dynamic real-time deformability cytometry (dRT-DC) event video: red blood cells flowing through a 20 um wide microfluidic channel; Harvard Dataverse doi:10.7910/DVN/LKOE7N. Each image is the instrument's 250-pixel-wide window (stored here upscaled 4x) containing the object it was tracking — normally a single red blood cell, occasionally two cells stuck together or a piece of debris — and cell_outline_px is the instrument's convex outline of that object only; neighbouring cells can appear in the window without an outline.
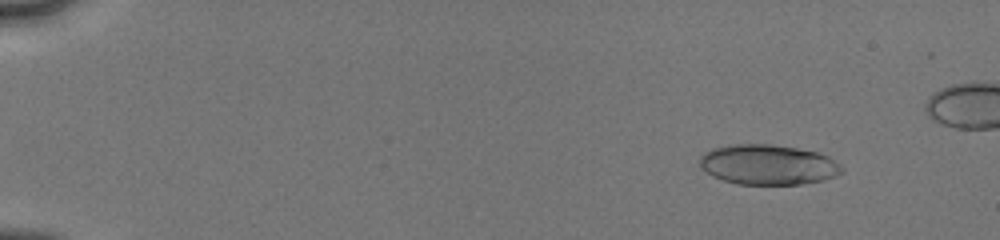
{"species": "human", "species_latin": "Homo sapiens", "temperature_condition": "cold", "stored_images_in_passage": 37, "camera_frame_rate_fps": 3000, "um_per_image_px": 0.085, "donor": {"sex": "male"}, "frame": {"image": 1, "passage_image": 5, "time_ms": 1.667, "image_size_px": [1000, 240], "cell_outline_px": [[844, 172], [836, 176], [824, 180], [800, 184], [736, 184], [712, 176], [700, 168], [700, 156], [704, 152], [712, 148], [732, 144], [768, 144], [796, 148], [816, 152], [828, 156], [840, 164], [844, 168]], "centroid_in_image_um": [65.28, 14.0], "position_along_channel_um": 19.7, "area_um2": 33.35}}
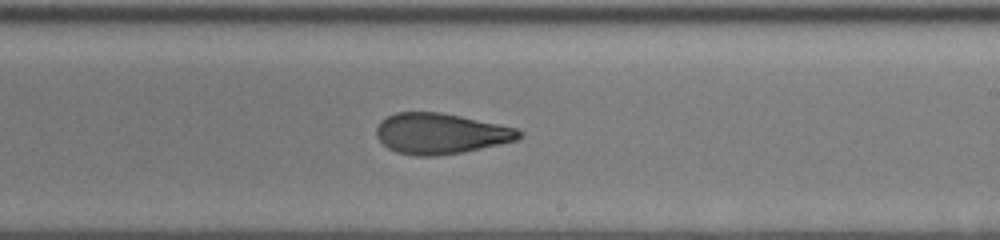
{"frame": {"image": 2, "passage_image": 25, "time_ms": 10.667, "image_size_px": [1000, 240], "cell_outline_px": [[524, 136], [516, 140], [464, 152], [436, 156], [416, 156], [396, 152], [388, 148], [376, 136], [376, 128], [380, 120], [396, 112], [440, 112], [500, 124], [516, 128], [524, 132]], "centroid_in_image_um": [37.45, 11.35], "position_along_channel_um": 251.5, "area_um2": 33.93}}
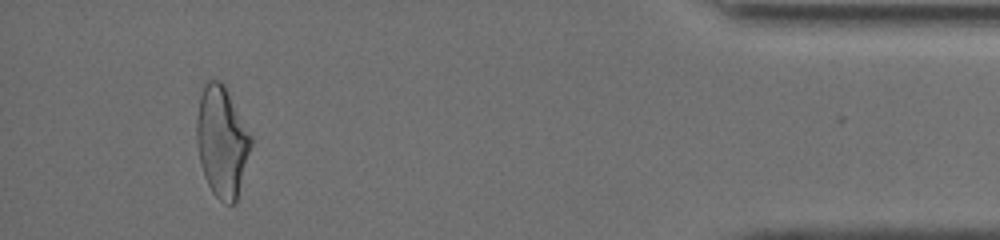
{"frame": {"image": 3, "passage_image": 36, "time_ms": 16.0, "image_size_px": [1000, 240], "cell_outline_px": [[252, 144], [236, 200], [232, 204], [224, 204], [212, 192], [204, 176], [200, 164], [196, 144], [196, 120], [200, 96], [204, 84], [208, 80], [220, 80], [224, 84], [252, 136]], "centroid_in_image_um": [18.84, 12.02], "position_along_channel_um": 416.4, "area_um2": 35.03}}